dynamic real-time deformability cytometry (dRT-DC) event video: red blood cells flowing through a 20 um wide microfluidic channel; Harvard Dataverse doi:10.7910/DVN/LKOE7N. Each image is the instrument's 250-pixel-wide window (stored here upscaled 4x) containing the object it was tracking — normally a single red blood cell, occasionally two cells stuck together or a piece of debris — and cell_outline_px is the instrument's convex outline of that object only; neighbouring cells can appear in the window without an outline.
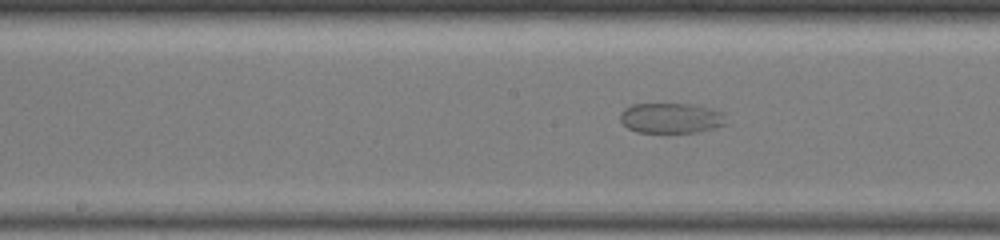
{"species": "common noctule bat (a hibernating species)", "species_latin": "Nyctalus noctula", "temperature_condition": "warm", "stored_images_in_passage": 33, "camera_frame_rate_fps": 3000, "um_per_image_px": 0.085, "animal": {"sex": "female", "body_mass_g": 19.5, "forearm_length_mm": 54.1}, "frame": {"image": 1, "passage_image": 14, "time_ms": 2.667, "image_size_px": [1000, 240], "cell_outline_px": [[728, 124], [716, 128], [696, 132], [636, 132], [628, 128], [620, 120], [620, 112], [624, 108], [632, 104], [696, 104], [720, 112]], "centroid_in_image_um": [57.02, 10.04], "position_along_channel_um": 191.2, "area_um2": 18.67}}
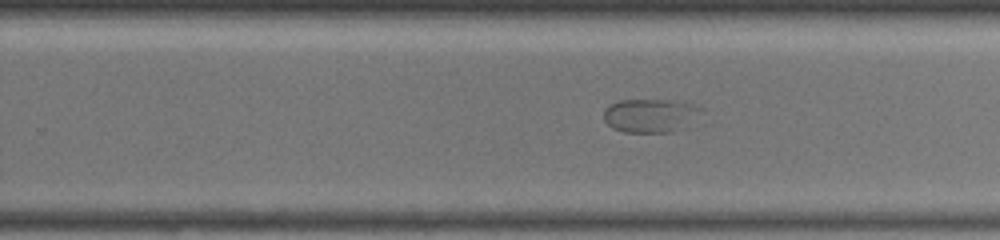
{"frame": {"image": 2, "passage_image": 24, "time_ms": 4.667, "image_size_px": [1000, 240], "cell_outline_px": [[688, 108], [676, 128], [672, 132], [624, 132], [612, 128], [604, 120], [604, 108], [620, 100], [664, 100], [688, 104]], "centroid_in_image_um": [54.81, 9.82], "position_along_channel_um": 275.0, "area_um2": 16.7}}
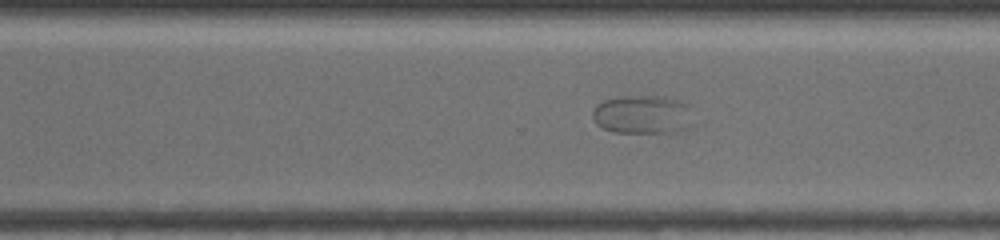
{"frame": {"image": 3, "passage_image": 30, "time_ms": 5.667, "image_size_px": [1000, 240], "cell_outline_px": [[688, 104], [684, 128], [680, 132], [612, 132], [596, 124], [592, 116], [592, 112], [596, 104], [604, 100], [640, 96], [660, 96], [676, 100]], "centroid_in_image_um": [54.49, 9.74], "position_along_channel_um": 316.1, "area_um2": 21.68}}